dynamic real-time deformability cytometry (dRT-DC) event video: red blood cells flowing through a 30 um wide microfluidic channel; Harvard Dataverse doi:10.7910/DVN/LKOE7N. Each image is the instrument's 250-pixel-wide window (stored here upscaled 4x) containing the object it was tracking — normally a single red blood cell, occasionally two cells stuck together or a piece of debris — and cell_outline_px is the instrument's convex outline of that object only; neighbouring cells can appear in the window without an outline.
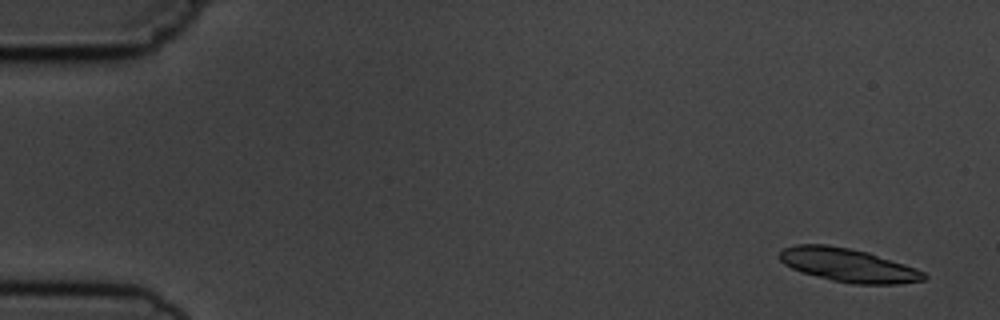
{"species": "common noctule bat (a hibernating species)", "species_latin": "Nyctalus noctula", "temperature_condition": "cold", "stored_images_in_passage": 4, "camera_frame_rate_fps": 3000, "um_per_image_px": 0.085, "animal": {"sex": "male", "body_mass_g": 19.5, "forearm_length_mm": 54.6}, "frame": {"image": 1, "passage_image": 1, "time_ms": 0.0, "image_size_px": [1000, 320], "cell_outline_px": [[928, 276], [924, 280], [900, 284], [852, 284], [832, 280], [800, 272], [784, 264], [776, 256], [784, 248], [796, 244], [828, 244], [868, 252], [916, 268], [924, 272]], "centroid_in_image_um": [72.07, 22.53], "position_along_channel_um": 12.9, "area_um2": 28.32}}